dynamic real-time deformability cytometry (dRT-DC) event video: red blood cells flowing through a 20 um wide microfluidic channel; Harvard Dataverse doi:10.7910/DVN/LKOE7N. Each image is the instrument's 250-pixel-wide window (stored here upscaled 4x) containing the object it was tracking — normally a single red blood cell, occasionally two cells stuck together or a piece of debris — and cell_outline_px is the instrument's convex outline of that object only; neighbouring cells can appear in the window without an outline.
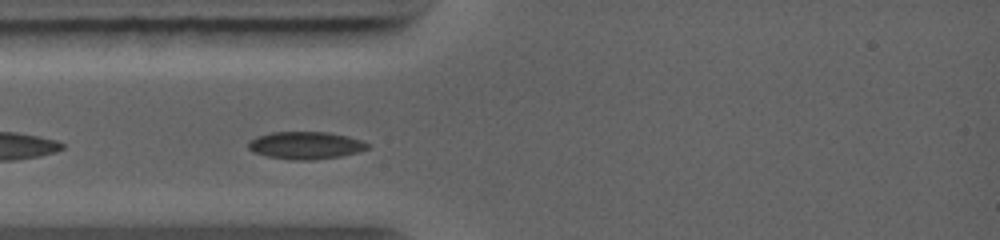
{"species": "common noctule bat (a hibernating species)", "species_latin": "Nyctalus noctula", "temperature_condition": "warm", "stored_images_in_passage": 2, "camera_frame_rate_fps": 5000, "um_per_image_px": 0.085, "animal": {"sex": "female", "body_mass_g": 19.0, "forearm_length_mm": 56.7}, "frame": {"image": 1, "passage_image": 1, "time_ms": 0.0, "image_size_px": [1000, 240], "cell_outline_px": [[372, 144], [368, 148], [360, 152], [340, 156], [316, 160], [292, 160], [268, 156], [256, 152], [248, 148], [248, 144], [256, 136], [272, 132], [328, 132], [348, 136], [364, 140]], "centroid_in_image_um": [26.06, 12.35], "position_along_channel_um": 58.9, "area_um2": 19.19}}
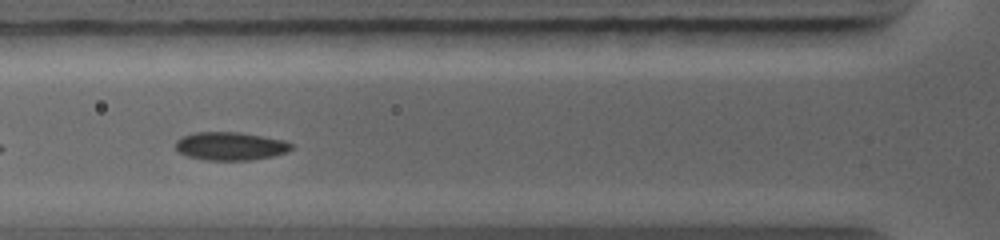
{"frame": {"image": 2, "passage_image": 2, "time_ms": 1.0, "image_size_px": [1000, 240], "cell_outline_px": [[292, 148], [288, 152], [272, 156], [252, 160], [204, 160], [188, 156], [180, 152], [176, 148], [176, 140], [180, 136], [196, 132], [240, 132], [264, 136], [284, 140], [292, 144]], "centroid_in_image_um": [19.59, 12.41], "position_along_channel_um": 106.2, "area_um2": 19.13}}